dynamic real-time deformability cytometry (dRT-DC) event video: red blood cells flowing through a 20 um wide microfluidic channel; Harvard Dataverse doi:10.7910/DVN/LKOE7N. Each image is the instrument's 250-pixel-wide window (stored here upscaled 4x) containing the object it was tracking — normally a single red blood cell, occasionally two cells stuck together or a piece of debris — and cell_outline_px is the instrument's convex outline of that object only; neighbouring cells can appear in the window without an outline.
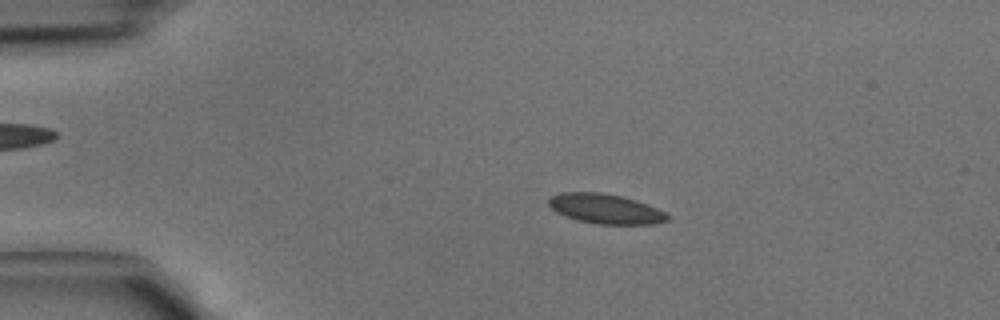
{"species": "common noctule bat (a hibernating species)", "species_latin": "Nyctalus noctula", "temperature_condition": "cold", "stored_images_in_passage": 42, "camera_frame_rate_fps": 3000, "um_per_image_px": 0.085, "animal": {"sex": "male", "body_mass_g": 15.6}, "frame": {"image": 1, "passage_image": 8, "time_ms": 2.333, "image_size_px": [1000, 320], "cell_outline_px": [[668, 220], [656, 224], [596, 224], [576, 220], [564, 216], [556, 212], [548, 204], [548, 196], [560, 192], [600, 192], [620, 196], [636, 200], [648, 204], [664, 212], [668, 216]], "centroid_in_image_um": [51.41, 17.74], "position_along_channel_um": 33.6, "area_um2": 20.75}}
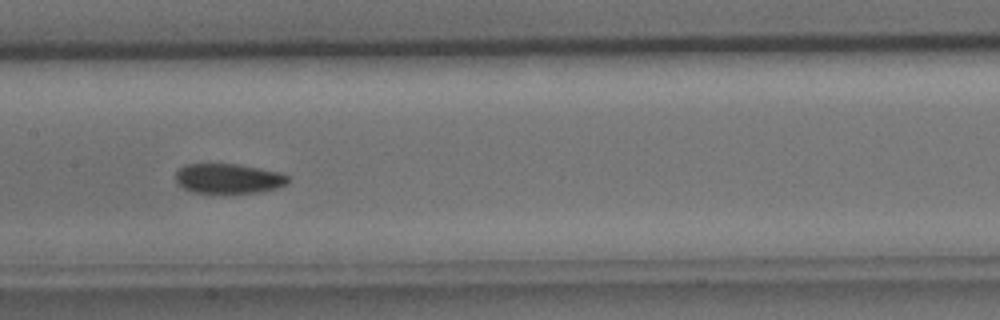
{"frame": {"image": 2, "passage_image": 21, "time_ms": 6.667, "image_size_px": [1000, 320], "cell_outline_px": [[292, 176], [288, 184], [276, 188], [260, 192], [192, 192], [184, 188], [176, 180], [176, 172], [184, 164], [240, 164], [284, 172]], "centroid_in_image_um": [19.52, 15.15], "position_along_channel_um": 187.9, "area_um2": 19.71}}
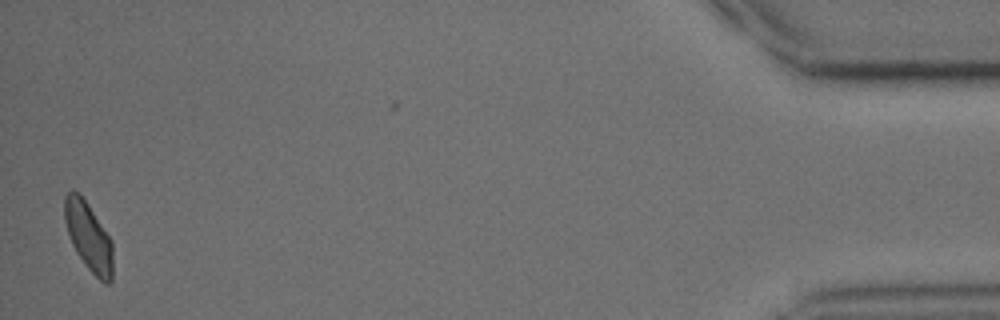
{"frame": {"image": 3, "passage_image": 42, "time_ms": 13.667, "image_size_px": [1000, 320], "cell_outline_px": [[112, 280], [108, 284], [104, 284], [84, 264], [76, 252], [72, 244], [64, 220], [64, 196], [72, 188], [80, 192], [112, 240]], "centroid_in_image_um": [7.51, 20.07], "position_along_channel_um": 427.7, "area_um2": 19.42}}